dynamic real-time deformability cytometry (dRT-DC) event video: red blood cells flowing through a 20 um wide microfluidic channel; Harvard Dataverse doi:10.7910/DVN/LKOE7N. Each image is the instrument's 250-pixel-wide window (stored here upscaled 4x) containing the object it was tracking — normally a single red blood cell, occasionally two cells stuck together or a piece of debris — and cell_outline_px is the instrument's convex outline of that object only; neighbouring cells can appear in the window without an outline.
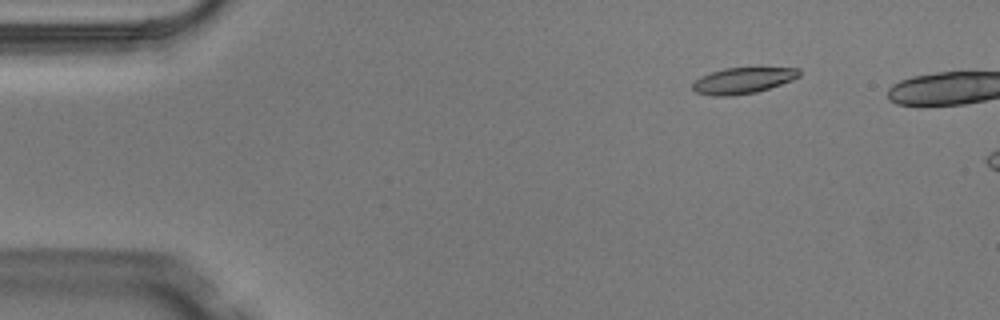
{"species": "Egyptian fruit bat (a non-hibernating species)", "species_latin": "Rousettus aegyptiacus", "temperature_condition": "warm", "stored_images_in_passage": 3, "camera_frame_rate_fps": 3000, "um_per_image_px": 0.085, "animal": {"sex": "male"}, "frame": {"image": 1, "passage_image": 1, "time_ms": 0.0, "image_size_px": [1000, 320], "cell_outline_px": [[800, 76], [792, 80], [756, 92], [732, 96], [712, 96], [696, 92], [692, 88], [692, 84], [700, 76], [724, 68], [800, 68]], "centroid_in_image_um": [63.12, 6.85], "position_along_channel_um": 21.9, "area_um2": 16.07}}